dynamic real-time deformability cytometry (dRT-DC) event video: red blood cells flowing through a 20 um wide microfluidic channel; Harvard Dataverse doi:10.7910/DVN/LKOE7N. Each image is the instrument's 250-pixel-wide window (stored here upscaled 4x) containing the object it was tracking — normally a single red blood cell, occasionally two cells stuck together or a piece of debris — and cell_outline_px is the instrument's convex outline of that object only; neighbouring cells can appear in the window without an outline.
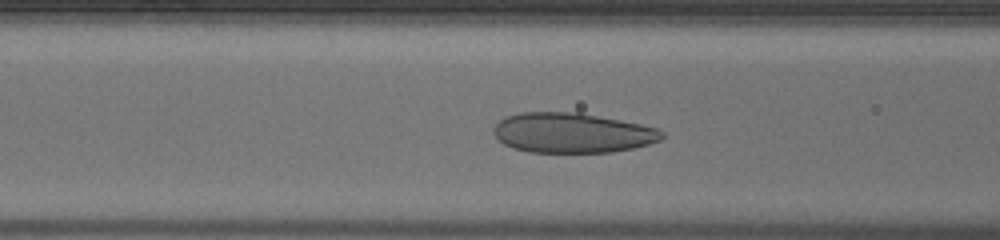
{"species": "human", "species_latin": "Homo sapiens", "temperature_condition": "warm", "stored_images_in_passage": 32, "camera_frame_rate_fps": 3000, "um_per_image_px": 0.085, "donor": {"sex": "male"}, "frame": {"image": 1, "passage_image": 7, "time_ms": 2.0, "image_size_px": [1000, 240], "cell_outline_px": [[664, 136], [660, 140], [648, 144], [632, 148], [612, 152], [528, 152], [512, 148], [504, 144], [492, 132], [496, 124], [504, 116], [520, 112], [576, 112], [620, 120], [640, 124], [656, 128], [664, 132]], "centroid_in_image_um": [48.61, 11.29], "position_along_channel_um": 118.0, "area_um2": 39.13}}
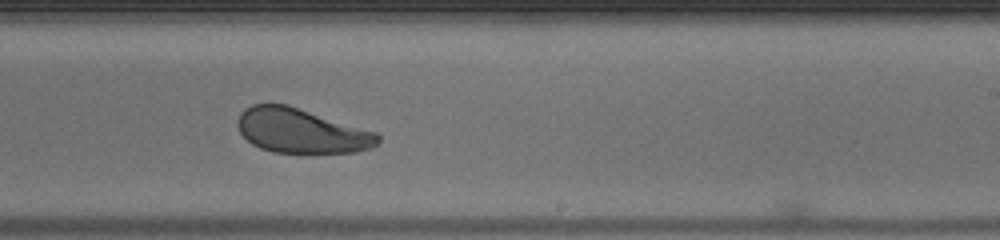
{"frame": {"image": 2, "passage_image": 18, "time_ms": 5.667, "image_size_px": [1000, 240], "cell_outline_px": [[380, 140], [372, 148], [356, 152], [272, 152], [260, 148], [252, 144], [240, 132], [236, 124], [236, 120], [240, 112], [244, 108], [252, 104], [288, 104], [376, 132], [380, 136]], "centroid_in_image_um": [25.58, 11.11], "position_along_channel_um": 263.4, "area_um2": 36.41}}
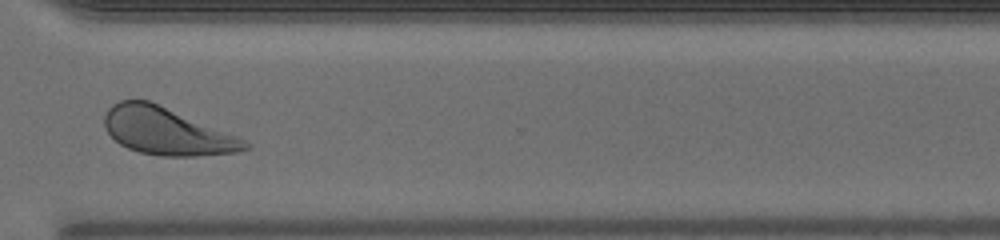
{"frame": {"image": 3, "passage_image": 25, "time_ms": 8.0, "image_size_px": [1000, 240], "cell_outline_px": [[252, 144], [248, 148], [240, 152], [196, 156], [160, 156], [140, 152], [128, 148], [120, 144], [108, 132], [104, 124], [104, 116], [108, 108], [112, 104], [120, 100], [148, 100], [236, 136]], "centroid_in_image_um": [14.15, 11.17], "position_along_channel_um": 356.5, "area_um2": 38.15}, "authors_computed_cell_mechanics": {"area_um2": 38.2058, "velocity_mm_per_s": 3.9883, "shape_relaxation_time_tau1_ms": 4.0538, "shape_relaxation_time_tau2_ms": 1.1993, "deformation_change_tau1": 0.1266, "deformation_change_tau2": 0.083}}